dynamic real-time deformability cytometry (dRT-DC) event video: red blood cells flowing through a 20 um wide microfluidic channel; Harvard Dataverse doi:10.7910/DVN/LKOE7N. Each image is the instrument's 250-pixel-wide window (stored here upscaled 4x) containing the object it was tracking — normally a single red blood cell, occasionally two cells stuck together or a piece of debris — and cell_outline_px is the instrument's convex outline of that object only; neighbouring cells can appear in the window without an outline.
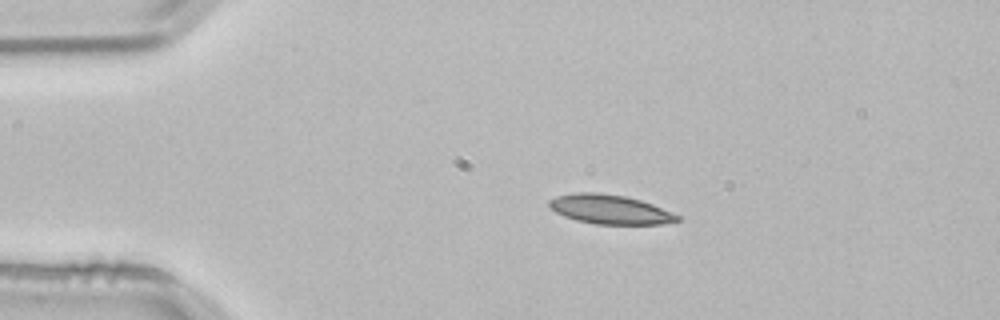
{"species": "common noctule bat (a hibernating species)", "species_latin": "Nyctalus noctula", "temperature_condition": "room temperature", "stored_images_in_passage": 2, "camera_frame_rate_fps": 3000, "um_per_image_px": 0.085, "animal": {"sex": "male", "body_mass_g": 21.5, "forearm_length_mm": 52.0}, "frame": {"image": 1, "passage_image": 2, "time_ms": 0.333, "image_size_px": [1000, 320], "cell_outline_px": [[680, 220], [660, 224], [596, 224], [576, 220], [564, 216], [556, 212], [548, 204], [548, 200], [556, 196], [576, 192], [600, 192], [624, 196], [640, 200], [652, 204], [672, 212], [680, 216]], "centroid_in_image_um": [51.83, 17.79], "position_along_channel_um": 33.2, "area_um2": 21.79}}